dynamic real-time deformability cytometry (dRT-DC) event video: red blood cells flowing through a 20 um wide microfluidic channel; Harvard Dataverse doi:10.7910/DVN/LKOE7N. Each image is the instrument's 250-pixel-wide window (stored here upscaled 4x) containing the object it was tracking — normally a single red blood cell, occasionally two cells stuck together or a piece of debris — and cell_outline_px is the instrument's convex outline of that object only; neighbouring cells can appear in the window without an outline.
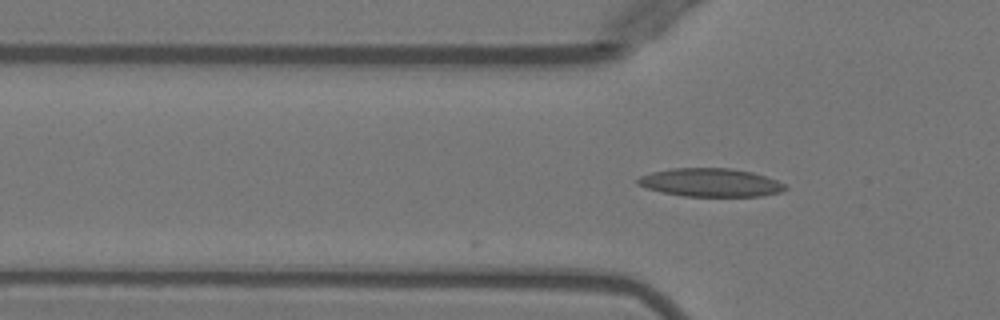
{"species": "Egyptian fruit bat (a non-hibernating species)", "species_latin": "Rousettus aegyptiacus", "temperature_condition": "warm", "stored_images_in_passage": 16, "camera_frame_rate_fps": 3000, "um_per_image_px": 0.085, "animal": {"sex": "female"}, "frame": {"image": 1, "passage_image": 16, "time_ms": 5.0, "image_size_px": [1000, 320], "cell_outline_px": [[788, 188], [780, 192], [760, 196], [684, 196], [664, 192], [648, 188], [636, 184], [636, 180], [640, 176], [652, 172], [672, 168], [728, 168], [752, 172], [776, 180], [784, 184]], "centroid_in_image_um": [60.38, 15.51], "position_along_channel_um": 65.4, "area_um2": 24.1}}